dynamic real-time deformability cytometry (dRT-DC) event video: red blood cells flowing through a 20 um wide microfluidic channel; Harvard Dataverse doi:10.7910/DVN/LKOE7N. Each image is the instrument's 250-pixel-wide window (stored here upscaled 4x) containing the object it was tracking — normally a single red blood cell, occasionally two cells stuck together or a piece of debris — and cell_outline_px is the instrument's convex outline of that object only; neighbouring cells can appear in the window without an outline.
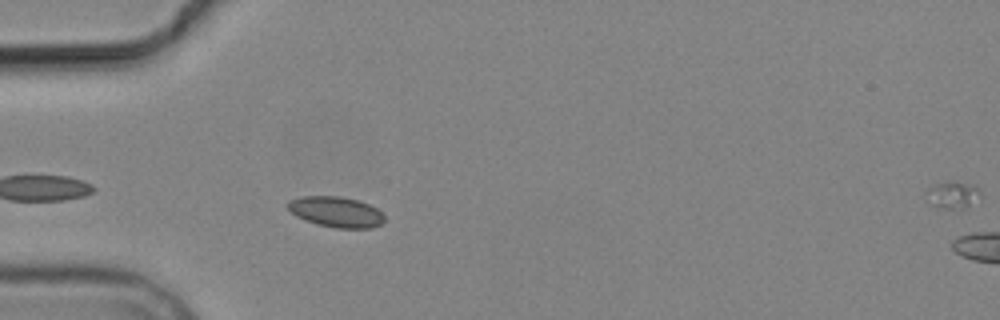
{"species": "common noctule bat (a hibernating species)", "species_latin": "Nyctalus noctula", "temperature_condition": "cold", "stored_images_in_passage": 5, "camera_frame_rate_fps": 3000, "um_per_image_px": 0.085, "animal": {"sex": "male", "body_mass_g": 19.2, "forearm_length_mm": 51.8}, "frame": {"image": 1, "passage_image": 4, "time_ms": 3.333, "image_size_px": [1000, 320], "cell_outline_px": [[384, 220], [380, 224], [372, 228], [336, 228], [316, 224], [304, 220], [296, 216], [284, 204], [288, 200], [300, 196], [340, 196], [356, 200], [368, 204], [376, 208], [384, 216]], "centroid_in_image_um": [28.51, 18.0], "position_along_channel_um": 56.5, "area_um2": 17.28}}